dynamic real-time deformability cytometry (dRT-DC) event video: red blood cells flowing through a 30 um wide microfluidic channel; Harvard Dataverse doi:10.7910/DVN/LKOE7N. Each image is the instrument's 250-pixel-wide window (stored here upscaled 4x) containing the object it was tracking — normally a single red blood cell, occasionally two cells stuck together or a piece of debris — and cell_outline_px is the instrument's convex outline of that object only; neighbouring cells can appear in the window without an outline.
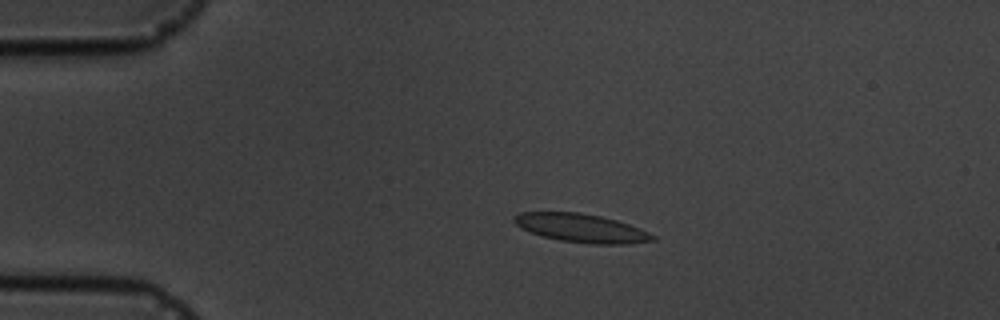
{"species": "common noctule bat (a hibernating species)", "species_latin": "Nyctalus noctula", "temperature_condition": "cold", "stored_images_in_passage": 5, "camera_frame_rate_fps": 3000, "um_per_image_px": 0.085, "animal": {"sex": "male", "body_mass_g": 19.5, "forearm_length_mm": 54.6}, "frame": {"image": 1, "passage_image": 4, "time_ms": 3.333, "image_size_px": [1000, 320], "cell_outline_px": [[656, 240], [624, 244], [592, 244], [560, 240], [540, 236], [528, 232], [520, 228], [512, 220], [512, 216], [520, 212], [580, 212], [600, 216], [616, 220], [640, 228], [656, 236]], "centroid_in_image_um": [49.36, 19.38], "position_along_channel_um": 35.6, "area_um2": 23.18}}